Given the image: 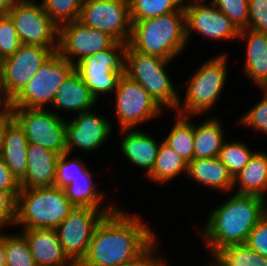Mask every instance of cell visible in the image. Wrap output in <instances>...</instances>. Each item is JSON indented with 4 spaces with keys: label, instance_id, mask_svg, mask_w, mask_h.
<instances>
[{
    "label": "cell",
    "instance_id": "8992f818",
    "mask_svg": "<svg viewBox=\"0 0 267 266\" xmlns=\"http://www.w3.org/2000/svg\"><path fill=\"white\" fill-rule=\"evenodd\" d=\"M75 70V65L53 52L35 76L11 100L10 108L45 109L59 90V86Z\"/></svg>",
    "mask_w": 267,
    "mask_h": 266
},
{
    "label": "cell",
    "instance_id": "cb8c5ba5",
    "mask_svg": "<svg viewBox=\"0 0 267 266\" xmlns=\"http://www.w3.org/2000/svg\"><path fill=\"white\" fill-rule=\"evenodd\" d=\"M187 175L196 183L218 191L233 190V176L218 157L193 159L188 164Z\"/></svg>",
    "mask_w": 267,
    "mask_h": 266
},
{
    "label": "cell",
    "instance_id": "e0dca14e",
    "mask_svg": "<svg viewBox=\"0 0 267 266\" xmlns=\"http://www.w3.org/2000/svg\"><path fill=\"white\" fill-rule=\"evenodd\" d=\"M75 119L65 123L67 152L71 153L73 147L84 151H94L100 148L111 132L112 126L108 119L92 111L79 113Z\"/></svg>",
    "mask_w": 267,
    "mask_h": 266
},
{
    "label": "cell",
    "instance_id": "6da1fadb",
    "mask_svg": "<svg viewBox=\"0 0 267 266\" xmlns=\"http://www.w3.org/2000/svg\"><path fill=\"white\" fill-rule=\"evenodd\" d=\"M142 220L116 209L97 224L82 263L118 266L142 254L157 238Z\"/></svg>",
    "mask_w": 267,
    "mask_h": 266
},
{
    "label": "cell",
    "instance_id": "ee69618b",
    "mask_svg": "<svg viewBox=\"0 0 267 266\" xmlns=\"http://www.w3.org/2000/svg\"><path fill=\"white\" fill-rule=\"evenodd\" d=\"M0 106H1V108H3L0 111V119H1V118L6 117L7 115L10 114V100L8 98H6V96L3 92V89L1 86V80H0Z\"/></svg>",
    "mask_w": 267,
    "mask_h": 266
},
{
    "label": "cell",
    "instance_id": "d590c367",
    "mask_svg": "<svg viewBox=\"0 0 267 266\" xmlns=\"http://www.w3.org/2000/svg\"><path fill=\"white\" fill-rule=\"evenodd\" d=\"M211 3L224 13L239 31L248 28L249 0H212Z\"/></svg>",
    "mask_w": 267,
    "mask_h": 266
},
{
    "label": "cell",
    "instance_id": "d6a6232c",
    "mask_svg": "<svg viewBox=\"0 0 267 266\" xmlns=\"http://www.w3.org/2000/svg\"><path fill=\"white\" fill-rule=\"evenodd\" d=\"M255 152L242 142H225L218 158L229 173L235 177L249 162Z\"/></svg>",
    "mask_w": 267,
    "mask_h": 266
},
{
    "label": "cell",
    "instance_id": "7dc6e473",
    "mask_svg": "<svg viewBox=\"0 0 267 266\" xmlns=\"http://www.w3.org/2000/svg\"><path fill=\"white\" fill-rule=\"evenodd\" d=\"M4 132H5V117L0 119V158L2 157Z\"/></svg>",
    "mask_w": 267,
    "mask_h": 266
},
{
    "label": "cell",
    "instance_id": "8d00e7d4",
    "mask_svg": "<svg viewBox=\"0 0 267 266\" xmlns=\"http://www.w3.org/2000/svg\"><path fill=\"white\" fill-rule=\"evenodd\" d=\"M21 46L18 34L11 18L0 14V57L3 59L13 55Z\"/></svg>",
    "mask_w": 267,
    "mask_h": 266
},
{
    "label": "cell",
    "instance_id": "4dcf8cb0",
    "mask_svg": "<svg viewBox=\"0 0 267 266\" xmlns=\"http://www.w3.org/2000/svg\"><path fill=\"white\" fill-rule=\"evenodd\" d=\"M181 7L179 0H129L131 21L166 15Z\"/></svg>",
    "mask_w": 267,
    "mask_h": 266
},
{
    "label": "cell",
    "instance_id": "4316f807",
    "mask_svg": "<svg viewBox=\"0 0 267 266\" xmlns=\"http://www.w3.org/2000/svg\"><path fill=\"white\" fill-rule=\"evenodd\" d=\"M93 175L78 176L68 186L64 187V193L67 199L74 207H91L99 210H116L117 208L108 205L101 208L104 194L96 188L92 180ZM111 206V207H110Z\"/></svg>",
    "mask_w": 267,
    "mask_h": 266
},
{
    "label": "cell",
    "instance_id": "e575fe53",
    "mask_svg": "<svg viewBox=\"0 0 267 266\" xmlns=\"http://www.w3.org/2000/svg\"><path fill=\"white\" fill-rule=\"evenodd\" d=\"M69 156V153H63L57 160L55 187L63 189L78 176H89L91 174L83 161L77 160L78 158L69 160Z\"/></svg>",
    "mask_w": 267,
    "mask_h": 266
},
{
    "label": "cell",
    "instance_id": "3957f363",
    "mask_svg": "<svg viewBox=\"0 0 267 266\" xmlns=\"http://www.w3.org/2000/svg\"><path fill=\"white\" fill-rule=\"evenodd\" d=\"M131 22L128 44L135 51L172 60L186 46L184 7L166 15Z\"/></svg>",
    "mask_w": 267,
    "mask_h": 266
},
{
    "label": "cell",
    "instance_id": "5bb4252c",
    "mask_svg": "<svg viewBox=\"0 0 267 266\" xmlns=\"http://www.w3.org/2000/svg\"><path fill=\"white\" fill-rule=\"evenodd\" d=\"M57 49L21 44L17 52L3 59L1 86L11 100L35 76L41 65Z\"/></svg>",
    "mask_w": 267,
    "mask_h": 266
},
{
    "label": "cell",
    "instance_id": "484cf974",
    "mask_svg": "<svg viewBox=\"0 0 267 266\" xmlns=\"http://www.w3.org/2000/svg\"><path fill=\"white\" fill-rule=\"evenodd\" d=\"M223 131L216 118L194 125V159L218 157L225 141Z\"/></svg>",
    "mask_w": 267,
    "mask_h": 266
},
{
    "label": "cell",
    "instance_id": "f907efd6",
    "mask_svg": "<svg viewBox=\"0 0 267 266\" xmlns=\"http://www.w3.org/2000/svg\"><path fill=\"white\" fill-rule=\"evenodd\" d=\"M75 266H87V265H84L82 262H78L75 264Z\"/></svg>",
    "mask_w": 267,
    "mask_h": 266
},
{
    "label": "cell",
    "instance_id": "7bdbcfd3",
    "mask_svg": "<svg viewBox=\"0 0 267 266\" xmlns=\"http://www.w3.org/2000/svg\"><path fill=\"white\" fill-rule=\"evenodd\" d=\"M20 182L12 174L5 161L0 158V190L20 191Z\"/></svg>",
    "mask_w": 267,
    "mask_h": 266
},
{
    "label": "cell",
    "instance_id": "ab89813d",
    "mask_svg": "<svg viewBox=\"0 0 267 266\" xmlns=\"http://www.w3.org/2000/svg\"><path fill=\"white\" fill-rule=\"evenodd\" d=\"M246 244L258 254L267 257V212L250 232Z\"/></svg>",
    "mask_w": 267,
    "mask_h": 266
},
{
    "label": "cell",
    "instance_id": "f6af8a7d",
    "mask_svg": "<svg viewBox=\"0 0 267 266\" xmlns=\"http://www.w3.org/2000/svg\"><path fill=\"white\" fill-rule=\"evenodd\" d=\"M20 0H0V14H7Z\"/></svg>",
    "mask_w": 267,
    "mask_h": 266
},
{
    "label": "cell",
    "instance_id": "836d02e7",
    "mask_svg": "<svg viewBox=\"0 0 267 266\" xmlns=\"http://www.w3.org/2000/svg\"><path fill=\"white\" fill-rule=\"evenodd\" d=\"M84 0H43L45 12L58 25L79 20Z\"/></svg>",
    "mask_w": 267,
    "mask_h": 266
},
{
    "label": "cell",
    "instance_id": "2e32d148",
    "mask_svg": "<svg viewBox=\"0 0 267 266\" xmlns=\"http://www.w3.org/2000/svg\"><path fill=\"white\" fill-rule=\"evenodd\" d=\"M209 4L200 2L184 6L186 40H189L191 30L205 38L237 40L240 32L237 27L211 2Z\"/></svg>",
    "mask_w": 267,
    "mask_h": 266
},
{
    "label": "cell",
    "instance_id": "30bf717a",
    "mask_svg": "<svg viewBox=\"0 0 267 266\" xmlns=\"http://www.w3.org/2000/svg\"><path fill=\"white\" fill-rule=\"evenodd\" d=\"M34 2V0H20L7 13L21 44L58 49L59 26L45 12L42 5Z\"/></svg>",
    "mask_w": 267,
    "mask_h": 266
},
{
    "label": "cell",
    "instance_id": "603a6c76",
    "mask_svg": "<svg viewBox=\"0 0 267 266\" xmlns=\"http://www.w3.org/2000/svg\"><path fill=\"white\" fill-rule=\"evenodd\" d=\"M97 102L80 75L74 70L59 86L52 107L79 113L90 111Z\"/></svg>",
    "mask_w": 267,
    "mask_h": 266
},
{
    "label": "cell",
    "instance_id": "ba28073f",
    "mask_svg": "<svg viewBox=\"0 0 267 266\" xmlns=\"http://www.w3.org/2000/svg\"><path fill=\"white\" fill-rule=\"evenodd\" d=\"M127 45L116 41L109 49L87 56L75 64V71L97 101L100 94L113 92L117 88L124 74Z\"/></svg>",
    "mask_w": 267,
    "mask_h": 266
},
{
    "label": "cell",
    "instance_id": "9a60e30c",
    "mask_svg": "<svg viewBox=\"0 0 267 266\" xmlns=\"http://www.w3.org/2000/svg\"><path fill=\"white\" fill-rule=\"evenodd\" d=\"M115 42L108 33L90 28L76 20L59 26L57 52L75 65L72 57H78L79 62L87 56L109 49Z\"/></svg>",
    "mask_w": 267,
    "mask_h": 266
},
{
    "label": "cell",
    "instance_id": "277c9868",
    "mask_svg": "<svg viewBox=\"0 0 267 266\" xmlns=\"http://www.w3.org/2000/svg\"><path fill=\"white\" fill-rule=\"evenodd\" d=\"M74 208L58 187L20 189L17 196L16 223L23 229H56Z\"/></svg>",
    "mask_w": 267,
    "mask_h": 266
},
{
    "label": "cell",
    "instance_id": "7402d4cb",
    "mask_svg": "<svg viewBox=\"0 0 267 266\" xmlns=\"http://www.w3.org/2000/svg\"><path fill=\"white\" fill-rule=\"evenodd\" d=\"M121 132L124 133L121 152L130 163L144 168L149 175L157 158L160 143L139 130L121 129Z\"/></svg>",
    "mask_w": 267,
    "mask_h": 266
},
{
    "label": "cell",
    "instance_id": "74e56055",
    "mask_svg": "<svg viewBox=\"0 0 267 266\" xmlns=\"http://www.w3.org/2000/svg\"><path fill=\"white\" fill-rule=\"evenodd\" d=\"M262 100L257 103L250 111L244 114L243 118L238 122L243 125L254 128L267 133V88Z\"/></svg>",
    "mask_w": 267,
    "mask_h": 266
},
{
    "label": "cell",
    "instance_id": "bcb514c9",
    "mask_svg": "<svg viewBox=\"0 0 267 266\" xmlns=\"http://www.w3.org/2000/svg\"><path fill=\"white\" fill-rule=\"evenodd\" d=\"M0 266H6V255L4 249V233H0Z\"/></svg>",
    "mask_w": 267,
    "mask_h": 266
},
{
    "label": "cell",
    "instance_id": "f35d334b",
    "mask_svg": "<svg viewBox=\"0 0 267 266\" xmlns=\"http://www.w3.org/2000/svg\"><path fill=\"white\" fill-rule=\"evenodd\" d=\"M20 191L0 190V228L16 223L17 196Z\"/></svg>",
    "mask_w": 267,
    "mask_h": 266
},
{
    "label": "cell",
    "instance_id": "7c38bea8",
    "mask_svg": "<svg viewBox=\"0 0 267 266\" xmlns=\"http://www.w3.org/2000/svg\"><path fill=\"white\" fill-rule=\"evenodd\" d=\"M79 21L108 33L117 42L128 44L131 38L129 0H84Z\"/></svg>",
    "mask_w": 267,
    "mask_h": 266
},
{
    "label": "cell",
    "instance_id": "f1b7e54d",
    "mask_svg": "<svg viewBox=\"0 0 267 266\" xmlns=\"http://www.w3.org/2000/svg\"><path fill=\"white\" fill-rule=\"evenodd\" d=\"M212 256L215 266H267V257L252 250L246 243L221 247Z\"/></svg>",
    "mask_w": 267,
    "mask_h": 266
},
{
    "label": "cell",
    "instance_id": "1f68e13d",
    "mask_svg": "<svg viewBox=\"0 0 267 266\" xmlns=\"http://www.w3.org/2000/svg\"><path fill=\"white\" fill-rule=\"evenodd\" d=\"M6 266H37L28 242L22 234H4Z\"/></svg>",
    "mask_w": 267,
    "mask_h": 266
},
{
    "label": "cell",
    "instance_id": "52a82bcc",
    "mask_svg": "<svg viewBox=\"0 0 267 266\" xmlns=\"http://www.w3.org/2000/svg\"><path fill=\"white\" fill-rule=\"evenodd\" d=\"M226 55L209 59L187 81L184 103H178L176 112L194 116L209 110L217 102L227 79Z\"/></svg>",
    "mask_w": 267,
    "mask_h": 266
},
{
    "label": "cell",
    "instance_id": "8fae6325",
    "mask_svg": "<svg viewBox=\"0 0 267 266\" xmlns=\"http://www.w3.org/2000/svg\"><path fill=\"white\" fill-rule=\"evenodd\" d=\"M113 211L74 207L55 229L65 255L74 265L85 258L97 224Z\"/></svg>",
    "mask_w": 267,
    "mask_h": 266
},
{
    "label": "cell",
    "instance_id": "ac0fdd59",
    "mask_svg": "<svg viewBox=\"0 0 267 266\" xmlns=\"http://www.w3.org/2000/svg\"><path fill=\"white\" fill-rule=\"evenodd\" d=\"M60 154L28 143L27 171L19 181L21 189L55 186L56 164Z\"/></svg>",
    "mask_w": 267,
    "mask_h": 266
},
{
    "label": "cell",
    "instance_id": "7a4b0ae2",
    "mask_svg": "<svg viewBox=\"0 0 267 266\" xmlns=\"http://www.w3.org/2000/svg\"><path fill=\"white\" fill-rule=\"evenodd\" d=\"M225 201L210 212L202 232L212 255L221 247L246 243L267 212L266 199L261 196L234 193Z\"/></svg>",
    "mask_w": 267,
    "mask_h": 266
},
{
    "label": "cell",
    "instance_id": "5b68a950",
    "mask_svg": "<svg viewBox=\"0 0 267 266\" xmlns=\"http://www.w3.org/2000/svg\"><path fill=\"white\" fill-rule=\"evenodd\" d=\"M168 62L171 60L140 53L128 44L124 74L142 85L161 109L167 106L176 110L180 98L165 70Z\"/></svg>",
    "mask_w": 267,
    "mask_h": 266
},
{
    "label": "cell",
    "instance_id": "681fc988",
    "mask_svg": "<svg viewBox=\"0 0 267 266\" xmlns=\"http://www.w3.org/2000/svg\"><path fill=\"white\" fill-rule=\"evenodd\" d=\"M2 63H3V60H2V58L0 57V76H1V70H2Z\"/></svg>",
    "mask_w": 267,
    "mask_h": 266
},
{
    "label": "cell",
    "instance_id": "c3c4849f",
    "mask_svg": "<svg viewBox=\"0 0 267 266\" xmlns=\"http://www.w3.org/2000/svg\"><path fill=\"white\" fill-rule=\"evenodd\" d=\"M185 1L186 0H179V2H180V4H181L182 7H184L186 5H189V4H192V3H200V1H201V3H203L204 0H200V1L197 0V2H196V0H189L187 2H185ZM186 3H188V4H186Z\"/></svg>",
    "mask_w": 267,
    "mask_h": 266
},
{
    "label": "cell",
    "instance_id": "83f0119b",
    "mask_svg": "<svg viewBox=\"0 0 267 266\" xmlns=\"http://www.w3.org/2000/svg\"><path fill=\"white\" fill-rule=\"evenodd\" d=\"M184 171L188 172V163L162 141L153 168L148 175L149 179L157 183H166Z\"/></svg>",
    "mask_w": 267,
    "mask_h": 266
},
{
    "label": "cell",
    "instance_id": "4fadbf2b",
    "mask_svg": "<svg viewBox=\"0 0 267 266\" xmlns=\"http://www.w3.org/2000/svg\"><path fill=\"white\" fill-rule=\"evenodd\" d=\"M115 92L116 116L120 129L135 128L162 113L148 91L125 74L121 76Z\"/></svg>",
    "mask_w": 267,
    "mask_h": 266
},
{
    "label": "cell",
    "instance_id": "60d3db41",
    "mask_svg": "<svg viewBox=\"0 0 267 266\" xmlns=\"http://www.w3.org/2000/svg\"><path fill=\"white\" fill-rule=\"evenodd\" d=\"M248 28L267 33V0H249Z\"/></svg>",
    "mask_w": 267,
    "mask_h": 266
},
{
    "label": "cell",
    "instance_id": "b9f144b4",
    "mask_svg": "<svg viewBox=\"0 0 267 266\" xmlns=\"http://www.w3.org/2000/svg\"><path fill=\"white\" fill-rule=\"evenodd\" d=\"M156 240L133 261L118 266H168L160 257L155 258Z\"/></svg>",
    "mask_w": 267,
    "mask_h": 266
},
{
    "label": "cell",
    "instance_id": "d4e9b609",
    "mask_svg": "<svg viewBox=\"0 0 267 266\" xmlns=\"http://www.w3.org/2000/svg\"><path fill=\"white\" fill-rule=\"evenodd\" d=\"M234 186L240 184L237 194L257 195L265 198L267 191V153L255 152L247 165L233 177Z\"/></svg>",
    "mask_w": 267,
    "mask_h": 266
},
{
    "label": "cell",
    "instance_id": "9c48e42d",
    "mask_svg": "<svg viewBox=\"0 0 267 266\" xmlns=\"http://www.w3.org/2000/svg\"><path fill=\"white\" fill-rule=\"evenodd\" d=\"M11 117L23 129L28 143L59 153L67 152L64 119L51 110L10 108Z\"/></svg>",
    "mask_w": 267,
    "mask_h": 266
},
{
    "label": "cell",
    "instance_id": "44dd1931",
    "mask_svg": "<svg viewBox=\"0 0 267 266\" xmlns=\"http://www.w3.org/2000/svg\"><path fill=\"white\" fill-rule=\"evenodd\" d=\"M247 38L244 71L261 87L267 88V33L250 28L240 30L238 39Z\"/></svg>",
    "mask_w": 267,
    "mask_h": 266
},
{
    "label": "cell",
    "instance_id": "d6986e66",
    "mask_svg": "<svg viewBox=\"0 0 267 266\" xmlns=\"http://www.w3.org/2000/svg\"><path fill=\"white\" fill-rule=\"evenodd\" d=\"M37 266H75L65 255L55 229H23Z\"/></svg>",
    "mask_w": 267,
    "mask_h": 266
},
{
    "label": "cell",
    "instance_id": "ffe728a7",
    "mask_svg": "<svg viewBox=\"0 0 267 266\" xmlns=\"http://www.w3.org/2000/svg\"><path fill=\"white\" fill-rule=\"evenodd\" d=\"M27 145L28 140L23 129L10 114L7 115L1 158L18 181L25 176L27 171Z\"/></svg>",
    "mask_w": 267,
    "mask_h": 266
},
{
    "label": "cell",
    "instance_id": "f546056e",
    "mask_svg": "<svg viewBox=\"0 0 267 266\" xmlns=\"http://www.w3.org/2000/svg\"><path fill=\"white\" fill-rule=\"evenodd\" d=\"M189 118L177 114L175 124L163 140L188 164L194 159V125Z\"/></svg>",
    "mask_w": 267,
    "mask_h": 266
}]
</instances>
